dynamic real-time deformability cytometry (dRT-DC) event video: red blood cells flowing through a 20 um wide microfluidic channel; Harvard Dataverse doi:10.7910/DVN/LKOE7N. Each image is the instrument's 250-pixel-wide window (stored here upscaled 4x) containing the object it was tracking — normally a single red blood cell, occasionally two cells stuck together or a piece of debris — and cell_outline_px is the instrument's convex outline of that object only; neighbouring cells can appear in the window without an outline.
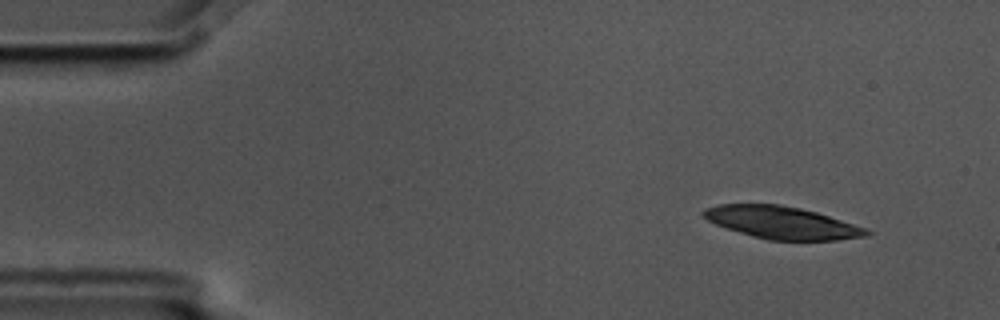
{"species": "common noctule bat (a hibernating species)", "species_latin": "Nyctalus noctula", "temperature_condition": "cold", "stored_images_in_passage": 5, "camera_frame_rate_fps": 3000, "um_per_image_px": 0.085, "animal": {"sex": "male", "body_mass_g": 17.5, "forearm_length_mm": 52.3}, "frame": {"image": 1, "passage_image": 1, "time_ms": 0.0, "image_size_px": [1000, 320], "cell_outline_px": [[872, 232], [868, 236], [836, 240], [768, 240], [752, 236], [716, 224], [708, 220], [700, 212], [704, 208], [720, 204], [780, 204], [800, 208], [816, 212], [864, 228]], "centroid_in_image_um": [66.43, 18.92], "position_along_channel_um": 18.6, "area_um2": 30.4}}